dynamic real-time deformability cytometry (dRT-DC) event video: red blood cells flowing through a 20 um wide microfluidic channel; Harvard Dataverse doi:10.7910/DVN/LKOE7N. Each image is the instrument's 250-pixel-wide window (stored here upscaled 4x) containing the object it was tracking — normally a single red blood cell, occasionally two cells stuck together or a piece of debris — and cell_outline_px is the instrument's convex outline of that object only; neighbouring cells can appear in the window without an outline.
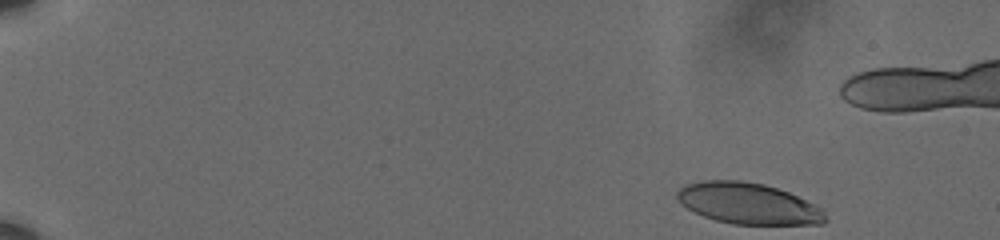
{"species": "human", "species_latin": "Homo sapiens", "temperature_condition": "cold", "stored_images_in_passage": 49, "camera_frame_rate_fps": 3000, "um_per_image_px": 0.085, "donor": {"sex": "male"}, "frame": {"image": 1, "passage_image": 1, "time_ms": 0.0, "image_size_px": [1000, 240], "cell_outline_px": [[828, 220], [824, 224], [732, 224], [716, 220], [704, 216], [680, 204], [676, 196], [676, 192], [680, 188], [688, 184], [704, 180], [740, 180], [764, 184], [788, 192], [820, 208], [824, 212]], "centroid_in_image_um": [63.58, 17.3], "position_along_channel_um": 21.4, "area_um2": 35.26}}
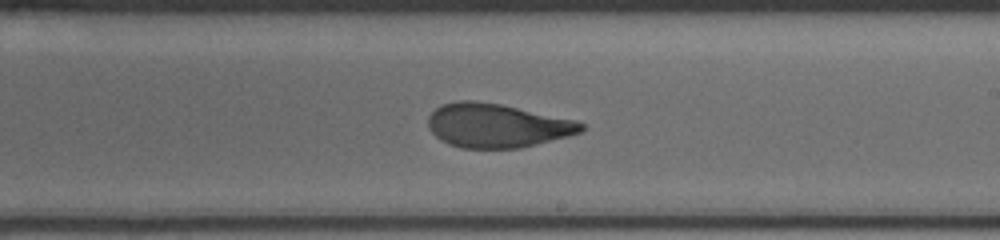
{"frame": {"image": 2, "passage_image": 32, "time_ms": 10.333, "image_size_px": [1000, 240], "cell_outline_px": [[584, 128], [580, 132], [568, 136], [520, 148], [460, 148], [448, 144], [440, 140], [428, 128], [428, 116], [436, 108], [444, 104], [460, 100], [476, 100], [500, 104], [576, 120], [584, 124]], "centroid_in_image_um": [42.21, 10.67], "position_along_channel_um": 246.8, "area_um2": 39.07}}
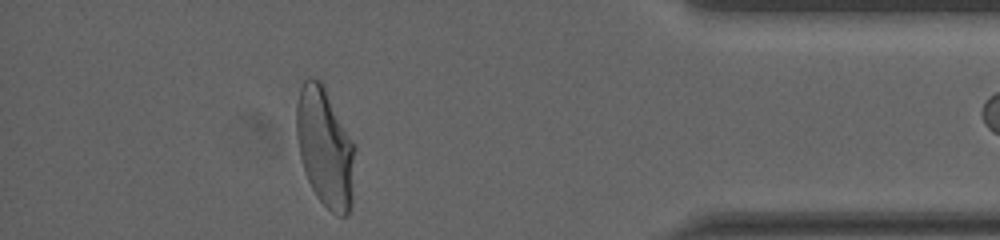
{"frame": {"image": 3, "passage_image": 48, "time_ms": 15.667, "image_size_px": [1000, 240], "cell_outline_px": [[356, 148], [352, 204], [348, 216], [340, 216], [332, 212], [316, 196], [308, 180], [300, 156], [296, 136], [296, 104], [300, 88], [304, 80], [308, 76], [312, 76], [320, 80], [324, 84], [356, 144]], "centroid_in_image_um": [27.66, 12.49], "position_along_channel_um": 407.5, "area_um2": 41.5}}